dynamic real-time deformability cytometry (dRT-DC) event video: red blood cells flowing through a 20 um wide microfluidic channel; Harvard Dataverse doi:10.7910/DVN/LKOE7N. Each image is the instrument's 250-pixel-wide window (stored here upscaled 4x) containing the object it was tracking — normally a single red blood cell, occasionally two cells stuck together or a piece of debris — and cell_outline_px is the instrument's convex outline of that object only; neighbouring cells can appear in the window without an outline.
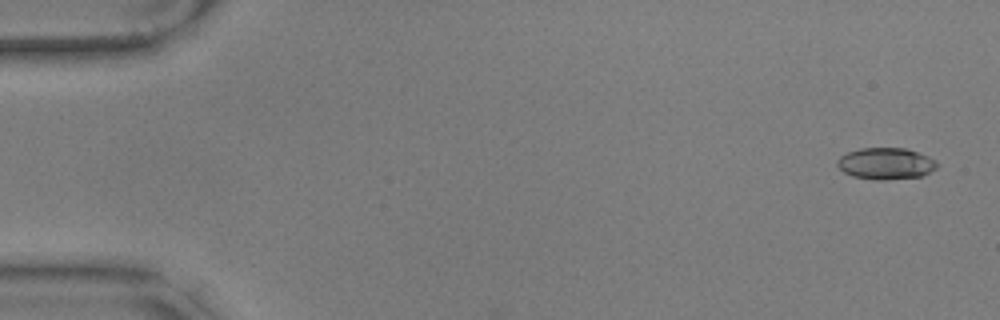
{"species": "common noctule bat (a hibernating species)", "species_latin": "Nyctalus noctula", "temperature_condition": "warm", "stored_images_in_passage": 50, "camera_frame_rate_fps": 3000, "um_per_image_px": 0.085, "animal": {"sex": "male", "body_mass_g": 17.9, "forearm_length_mm": 54.2}, "frame": {"image": 1, "passage_image": 1, "time_ms": 0.0, "image_size_px": [1000, 320], "cell_outline_px": [[936, 168], [920, 176], [884, 180], [876, 180], [852, 176], [844, 172], [836, 164], [836, 160], [840, 156], [848, 152], [860, 148], [904, 148], [928, 156], [936, 160]], "centroid_in_image_um": [75.25, 13.9], "position_along_channel_um": 9.7, "area_um2": 18.21}}
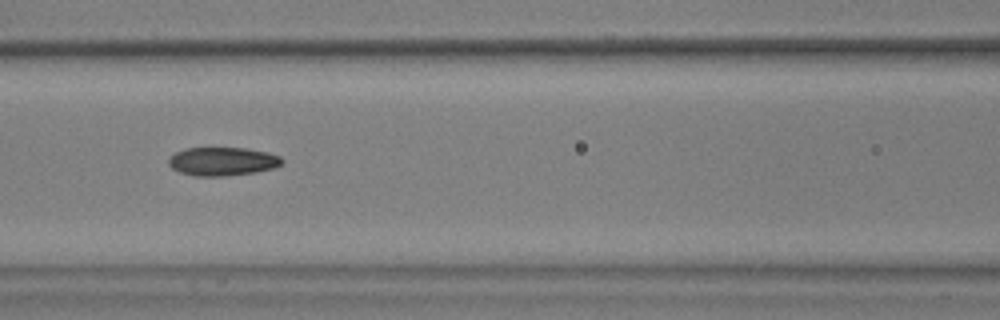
{"frame": {"image": 2, "passage_image": 24, "time_ms": 7.667, "image_size_px": [1000, 320], "cell_outline_px": [[284, 160], [276, 168], [256, 172], [224, 176], [192, 176], [180, 172], [172, 168], [168, 164], [168, 160], [176, 152], [184, 148], [248, 148], [268, 152], [280, 156]], "centroid_in_image_um": [18.93, 13.72], "position_along_channel_um": 147.7, "area_um2": 18.96}}
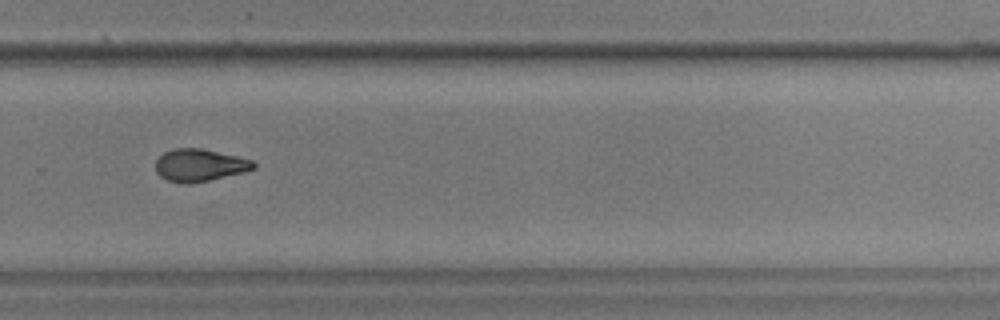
{"frame": {"image": 3, "passage_image": 38, "time_ms": 12.333, "image_size_px": [1000, 320], "cell_outline_px": [[256, 168], [244, 172], [192, 184], [184, 184], [168, 180], [160, 176], [156, 172], [156, 160], [164, 152], [172, 148], [200, 148], [236, 156], [252, 160], [256, 164]], "centroid_in_image_um": [16.96, 14.05], "position_along_channel_um": 312.8, "area_um2": 18.5}, "authors_computed_cell_mechanics": {"area_um2": 18.7272, "velocity_mm_per_s": 3.5514, "shape_relaxation_time_tau1_ms": 8.5166, "shape_relaxation_time_tau2_ms": 2.9132, "deformation_change_tau1": 0.2175, "deformation_change_tau2": 0.0847}}